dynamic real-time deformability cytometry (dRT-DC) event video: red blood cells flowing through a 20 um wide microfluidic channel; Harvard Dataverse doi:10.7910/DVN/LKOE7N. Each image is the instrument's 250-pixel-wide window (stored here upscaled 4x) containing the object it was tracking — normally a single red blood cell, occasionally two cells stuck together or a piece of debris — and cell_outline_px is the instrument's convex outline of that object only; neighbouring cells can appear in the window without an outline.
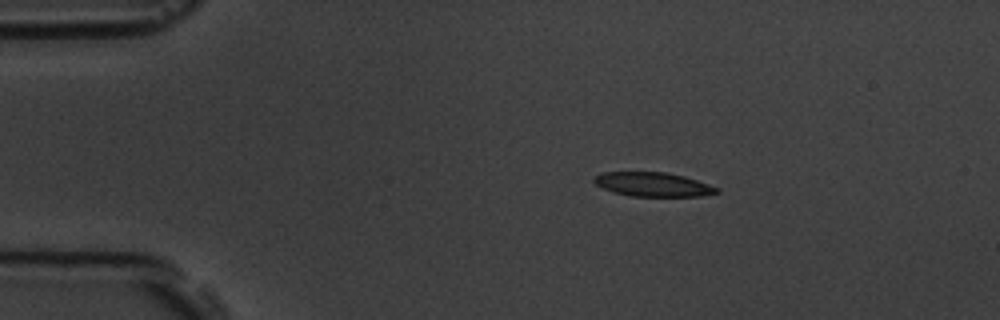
{"species": "common noctule bat (a hibernating species)", "species_latin": "Nyctalus noctula", "temperature_condition": "room temperature", "stored_images_in_passage": 9, "camera_frame_rate_fps": 3000, "um_per_image_px": 0.085, "animal": {"sex": "male", "body_mass_g": 19.5, "forearm_length_mm": 54.6}, "frame": {"image": 1, "passage_image": 1, "time_ms": 0.0, "image_size_px": [1000, 320], "cell_outline_px": [[720, 192], [700, 196], [632, 196], [612, 192], [596, 184], [592, 180], [600, 172], [668, 172], [684, 176], [720, 188]], "centroid_in_image_um": [55.51, 15.67], "position_along_channel_um": 29.5, "area_um2": 17.22}}
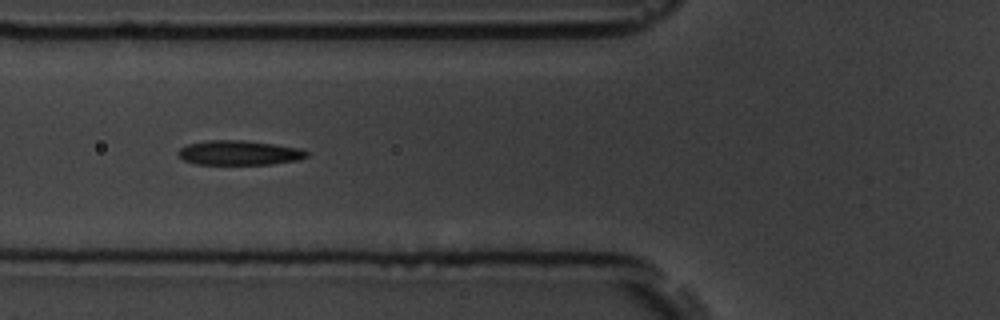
{"frame": {"image": 2, "passage_image": 4, "time_ms": 3.667, "image_size_px": [1000, 320], "cell_outline_px": [[308, 156], [300, 160], [272, 164], [196, 164], [184, 160], [176, 152], [180, 148], [188, 144], [204, 140], [244, 140], [276, 144], [300, 148], [308, 152]], "centroid_in_image_um": [20.35, 12.98], "position_along_channel_um": 105.5, "area_um2": 18.55}}
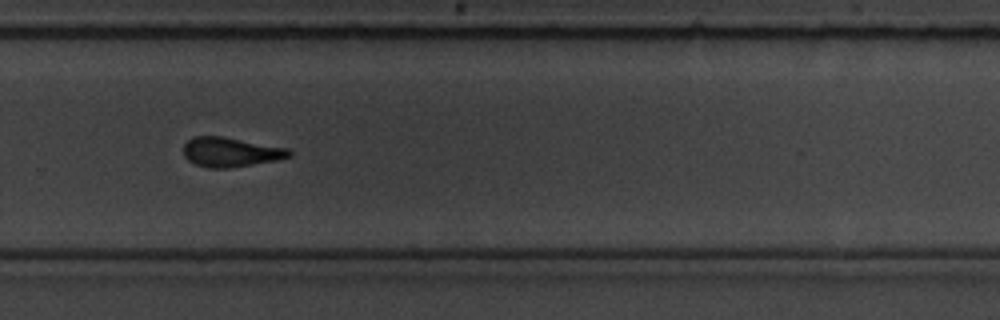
{"frame": {"image": 3, "passage_image": 9, "time_ms": 9.333, "image_size_px": [1000, 320], "cell_outline_px": [[292, 156], [276, 160], [228, 168], [208, 168], [196, 164], [188, 160], [184, 156], [184, 144], [192, 136], [224, 136], [288, 148], [292, 152]], "centroid_in_image_um": [19.6, 12.91], "position_along_channel_um": 310.2, "area_um2": 18.21}}